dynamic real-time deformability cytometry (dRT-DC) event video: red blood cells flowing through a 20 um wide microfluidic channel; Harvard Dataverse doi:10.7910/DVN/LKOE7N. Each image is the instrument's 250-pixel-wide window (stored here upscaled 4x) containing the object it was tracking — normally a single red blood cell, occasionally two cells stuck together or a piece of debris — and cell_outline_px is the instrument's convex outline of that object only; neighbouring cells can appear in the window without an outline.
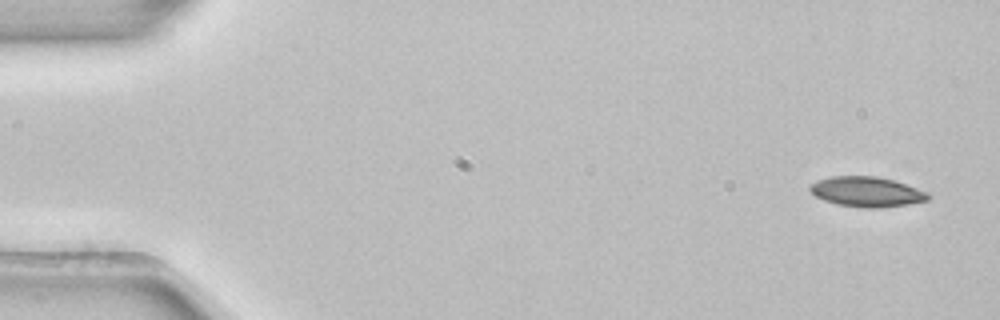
{"species": "common noctule bat (a hibernating species)", "species_latin": "Nyctalus noctula", "temperature_condition": "room temperature", "stored_images_in_passage": 7, "camera_frame_rate_fps": 3000, "um_per_image_px": 0.085, "animal": {"sex": "female", "body_mass_g": 22.7, "forearm_length_mm": 54.2}, "frame": {"image": 1, "passage_image": 1, "time_ms": 0.0, "image_size_px": [1000, 320], "cell_outline_px": [[932, 196], [928, 200], [908, 204], [880, 208], [864, 208], [836, 204], [824, 200], [816, 196], [808, 188], [812, 184], [820, 180], [832, 176], [876, 176], [892, 180], [928, 192]], "centroid_in_image_um": [73.69, 16.31], "position_along_channel_um": 11.3, "area_um2": 20.52}}
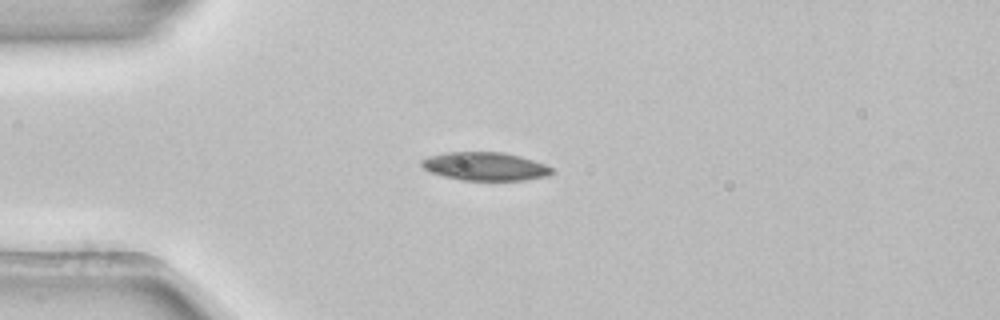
{"frame": {"image": 2, "passage_image": 4, "time_ms": 1.0, "image_size_px": [1000, 320], "cell_outline_px": [[556, 172], [548, 176], [524, 180], [460, 180], [444, 176], [432, 172], [424, 168], [420, 164], [420, 160], [428, 156], [448, 152], [504, 152], [520, 156], [556, 168]], "centroid_in_image_um": [41.28, 14.14], "position_along_channel_um": 43.7, "area_um2": 21.62}}